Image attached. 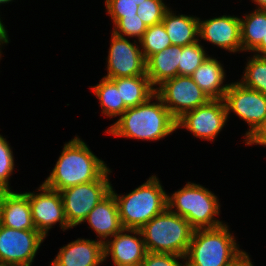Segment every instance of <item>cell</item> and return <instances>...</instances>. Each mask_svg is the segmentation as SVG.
Wrapping results in <instances>:
<instances>
[{
  "label": "cell",
  "instance_id": "obj_12",
  "mask_svg": "<svg viewBox=\"0 0 266 266\" xmlns=\"http://www.w3.org/2000/svg\"><path fill=\"white\" fill-rule=\"evenodd\" d=\"M107 58V75L104 78L146 75V59L136 40L131 43L112 32Z\"/></svg>",
  "mask_w": 266,
  "mask_h": 266
},
{
  "label": "cell",
  "instance_id": "obj_38",
  "mask_svg": "<svg viewBox=\"0 0 266 266\" xmlns=\"http://www.w3.org/2000/svg\"><path fill=\"white\" fill-rule=\"evenodd\" d=\"M252 2L256 3L255 5L258 6L256 9L258 10H266V0H252Z\"/></svg>",
  "mask_w": 266,
  "mask_h": 266
},
{
  "label": "cell",
  "instance_id": "obj_11",
  "mask_svg": "<svg viewBox=\"0 0 266 266\" xmlns=\"http://www.w3.org/2000/svg\"><path fill=\"white\" fill-rule=\"evenodd\" d=\"M228 120L223 99H211L205 105L186 112L177 120V129L186 128L195 137L214 141Z\"/></svg>",
  "mask_w": 266,
  "mask_h": 266
},
{
  "label": "cell",
  "instance_id": "obj_23",
  "mask_svg": "<svg viewBox=\"0 0 266 266\" xmlns=\"http://www.w3.org/2000/svg\"><path fill=\"white\" fill-rule=\"evenodd\" d=\"M240 34L242 52L252 53L266 36V10L255 9L244 18L240 17Z\"/></svg>",
  "mask_w": 266,
  "mask_h": 266
},
{
  "label": "cell",
  "instance_id": "obj_30",
  "mask_svg": "<svg viewBox=\"0 0 266 266\" xmlns=\"http://www.w3.org/2000/svg\"><path fill=\"white\" fill-rule=\"evenodd\" d=\"M14 155L6 138L0 134V183L10 191L9 179L14 170Z\"/></svg>",
  "mask_w": 266,
  "mask_h": 266
},
{
  "label": "cell",
  "instance_id": "obj_19",
  "mask_svg": "<svg viewBox=\"0 0 266 266\" xmlns=\"http://www.w3.org/2000/svg\"><path fill=\"white\" fill-rule=\"evenodd\" d=\"M223 64L209 55L191 75L194 82L210 99H224L229 84H223L226 73Z\"/></svg>",
  "mask_w": 266,
  "mask_h": 266
},
{
  "label": "cell",
  "instance_id": "obj_35",
  "mask_svg": "<svg viewBox=\"0 0 266 266\" xmlns=\"http://www.w3.org/2000/svg\"><path fill=\"white\" fill-rule=\"evenodd\" d=\"M247 252L231 266H254Z\"/></svg>",
  "mask_w": 266,
  "mask_h": 266
},
{
  "label": "cell",
  "instance_id": "obj_5",
  "mask_svg": "<svg viewBox=\"0 0 266 266\" xmlns=\"http://www.w3.org/2000/svg\"><path fill=\"white\" fill-rule=\"evenodd\" d=\"M218 201V197L213 192L200 184L191 182L171 196H167L168 209L184 217L194 230L213 229L225 224L214 218L220 213Z\"/></svg>",
  "mask_w": 266,
  "mask_h": 266
},
{
  "label": "cell",
  "instance_id": "obj_42",
  "mask_svg": "<svg viewBox=\"0 0 266 266\" xmlns=\"http://www.w3.org/2000/svg\"><path fill=\"white\" fill-rule=\"evenodd\" d=\"M2 45H3V43L0 41V48L2 47ZM1 50H2V49H0V60H1V56H2V55H1V54H2V53H1Z\"/></svg>",
  "mask_w": 266,
  "mask_h": 266
},
{
  "label": "cell",
  "instance_id": "obj_24",
  "mask_svg": "<svg viewBox=\"0 0 266 266\" xmlns=\"http://www.w3.org/2000/svg\"><path fill=\"white\" fill-rule=\"evenodd\" d=\"M93 93L99 99L102 114L107 117L121 116L128 108L120 95L117 86L107 78H102L99 84L91 87Z\"/></svg>",
  "mask_w": 266,
  "mask_h": 266
},
{
  "label": "cell",
  "instance_id": "obj_41",
  "mask_svg": "<svg viewBox=\"0 0 266 266\" xmlns=\"http://www.w3.org/2000/svg\"><path fill=\"white\" fill-rule=\"evenodd\" d=\"M137 5H139V4H141V3H143V1H145V0H133Z\"/></svg>",
  "mask_w": 266,
  "mask_h": 266
},
{
  "label": "cell",
  "instance_id": "obj_18",
  "mask_svg": "<svg viewBox=\"0 0 266 266\" xmlns=\"http://www.w3.org/2000/svg\"><path fill=\"white\" fill-rule=\"evenodd\" d=\"M0 224L17 230H36L29 204V192L11 190L0 207Z\"/></svg>",
  "mask_w": 266,
  "mask_h": 266
},
{
  "label": "cell",
  "instance_id": "obj_26",
  "mask_svg": "<svg viewBox=\"0 0 266 266\" xmlns=\"http://www.w3.org/2000/svg\"><path fill=\"white\" fill-rule=\"evenodd\" d=\"M139 44L142 47V54L147 60L151 55L171 46V41L166 33L163 23L161 22L151 27H147L143 37L139 40Z\"/></svg>",
  "mask_w": 266,
  "mask_h": 266
},
{
  "label": "cell",
  "instance_id": "obj_14",
  "mask_svg": "<svg viewBox=\"0 0 266 266\" xmlns=\"http://www.w3.org/2000/svg\"><path fill=\"white\" fill-rule=\"evenodd\" d=\"M198 30L201 40L209 41L232 53L242 51L239 17L222 15L205 21L199 18Z\"/></svg>",
  "mask_w": 266,
  "mask_h": 266
},
{
  "label": "cell",
  "instance_id": "obj_37",
  "mask_svg": "<svg viewBox=\"0 0 266 266\" xmlns=\"http://www.w3.org/2000/svg\"><path fill=\"white\" fill-rule=\"evenodd\" d=\"M10 192V190L0 183V207L3 203L4 197Z\"/></svg>",
  "mask_w": 266,
  "mask_h": 266
},
{
  "label": "cell",
  "instance_id": "obj_3",
  "mask_svg": "<svg viewBox=\"0 0 266 266\" xmlns=\"http://www.w3.org/2000/svg\"><path fill=\"white\" fill-rule=\"evenodd\" d=\"M246 252L239 248L227 224L213 229L194 230L186 266H231Z\"/></svg>",
  "mask_w": 266,
  "mask_h": 266
},
{
  "label": "cell",
  "instance_id": "obj_31",
  "mask_svg": "<svg viewBox=\"0 0 266 266\" xmlns=\"http://www.w3.org/2000/svg\"><path fill=\"white\" fill-rule=\"evenodd\" d=\"M105 6L114 24L123 16H135L138 10L133 0H105Z\"/></svg>",
  "mask_w": 266,
  "mask_h": 266
},
{
  "label": "cell",
  "instance_id": "obj_21",
  "mask_svg": "<svg viewBox=\"0 0 266 266\" xmlns=\"http://www.w3.org/2000/svg\"><path fill=\"white\" fill-rule=\"evenodd\" d=\"M197 17L185 14L176 15L168 8L162 23L170 38L171 45L187 46L199 41ZM197 37V38H196Z\"/></svg>",
  "mask_w": 266,
  "mask_h": 266
},
{
  "label": "cell",
  "instance_id": "obj_20",
  "mask_svg": "<svg viewBox=\"0 0 266 266\" xmlns=\"http://www.w3.org/2000/svg\"><path fill=\"white\" fill-rule=\"evenodd\" d=\"M180 52L182 46L171 45L146 60V75L154 88L178 75Z\"/></svg>",
  "mask_w": 266,
  "mask_h": 266
},
{
  "label": "cell",
  "instance_id": "obj_17",
  "mask_svg": "<svg viewBox=\"0 0 266 266\" xmlns=\"http://www.w3.org/2000/svg\"><path fill=\"white\" fill-rule=\"evenodd\" d=\"M87 222L90 227L97 233L98 240L105 244L109 237H114L123 229L116 198L110 192L102 199L87 215L83 221Z\"/></svg>",
  "mask_w": 266,
  "mask_h": 266
},
{
  "label": "cell",
  "instance_id": "obj_34",
  "mask_svg": "<svg viewBox=\"0 0 266 266\" xmlns=\"http://www.w3.org/2000/svg\"><path fill=\"white\" fill-rule=\"evenodd\" d=\"M252 52H254L256 56L266 57V36Z\"/></svg>",
  "mask_w": 266,
  "mask_h": 266
},
{
  "label": "cell",
  "instance_id": "obj_6",
  "mask_svg": "<svg viewBox=\"0 0 266 266\" xmlns=\"http://www.w3.org/2000/svg\"><path fill=\"white\" fill-rule=\"evenodd\" d=\"M139 230L147 252L171 253L184 257L194 232L184 217L171 212L168 208Z\"/></svg>",
  "mask_w": 266,
  "mask_h": 266
},
{
  "label": "cell",
  "instance_id": "obj_33",
  "mask_svg": "<svg viewBox=\"0 0 266 266\" xmlns=\"http://www.w3.org/2000/svg\"><path fill=\"white\" fill-rule=\"evenodd\" d=\"M245 143L246 145L255 144L266 146V117L256 130L245 139Z\"/></svg>",
  "mask_w": 266,
  "mask_h": 266
},
{
  "label": "cell",
  "instance_id": "obj_2",
  "mask_svg": "<svg viewBox=\"0 0 266 266\" xmlns=\"http://www.w3.org/2000/svg\"><path fill=\"white\" fill-rule=\"evenodd\" d=\"M109 167L77 135L63 146L52 172L43 184L61 191L78 184L98 180Z\"/></svg>",
  "mask_w": 266,
  "mask_h": 266
},
{
  "label": "cell",
  "instance_id": "obj_13",
  "mask_svg": "<svg viewBox=\"0 0 266 266\" xmlns=\"http://www.w3.org/2000/svg\"><path fill=\"white\" fill-rule=\"evenodd\" d=\"M37 190L40 193L29 192L32 221L36 230L46 238L48 231L56 223H59L63 231L70 229L65 218L60 192L46 187L43 183Z\"/></svg>",
  "mask_w": 266,
  "mask_h": 266
},
{
  "label": "cell",
  "instance_id": "obj_1",
  "mask_svg": "<svg viewBox=\"0 0 266 266\" xmlns=\"http://www.w3.org/2000/svg\"><path fill=\"white\" fill-rule=\"evenodd\" d=\"M155 99L156 102L151 100ZM177 130V120L155 93L146 102L129 107L107 130L115 137L161 140Z\"/></svg>",
  "mask_w": 266,
  "mask_h": 266
},
{
  "label": "cell",
  "instance_id": "obj_8",
  "mask_svg": "<svg viewBox=\"0 0 266 266\" xmlns=\"http://www.w3.org/2000/svg\"><path fill=\"white\" fill-rule=\"evenodd\" d=\"M155 93L176 120L211 100L191 76L177 75L168 79L155 88Z\"/></svg>",
  "mask_w": 266,
  "mask_h": 266
},
{
  "label": "cell",
  "instance_id": "obj_16",
  "mask_svg": "<svg viewBox=\"0 0 266 266\" xmlns=\"http://www.w3.org/2000/svg\"><path fill=\"white\" fill-rule=\"evenodd\" d=\"M104 244L97 240L81 239L60 247L49 266H99L104 262Z\"/></svg>",
  "mask_w": 266,
  "mask_h": 266
},
{
  "label": "cell",
  "instance_id": "obj_28",
  "mask_svg": "<svg viewBox=\"0 0 266 266\" xmlns=\"http://www.w3.org/2000/svg\"><path fill=\"white\" fill-rule=\"evenodd\" d=\"M169 7L163 0H145L138 5L137 15L147 27L161 23Z\"/></svg>",
  "mask_w": 266,
  "mask_h": 266
},
{
  "label": "cell",
  "instance_id": "obj_39",
  "mask_svg": "<svg viewBox=\"0 0 266 266\" xmlns=\"http://www.w3.org/2000/svg\"><path fill=\"white\" fill-rule=\"evenodd\" d=\"M114 266H141V264H114Z\"/></svg>",
  "mask_w": 266,
  "mask_h": 266
},
{
  "label": "cell",
  "instance_id": "obj_10",
  "mask_svg": "<svg viewBox=\"0 0 266 266\" xmlns=\"http://www.w3.org/2000/svg\"><path fill=\"white\" fill-rule=\"evenodd\" d=\"M224 102L229 112H234L243 119L249 129L244 135L245 139L250 136L266 117V95L243 86L239 81L232 82L224 96Z\"/></svg>",
  "mask_w": 266,
  "mask_h": 266
},
{
  "label": "cell",
  "instance_id": "obj_25",
  "mask_svg": "<svg viewBox=\"0 0 266 266\" xmlns=\"http://www.w3.org/2000/svg\"><path fill=\"white\" fill-rule=\"evenodd\" d=\"M252 57H248L243 78L239 82L266 95V57L256 55Z\"/></svg>",
  "mask_w": 266,
  "mask_h": 266
},
{
  "label": "cell",
  "instance_id": "obj_15",
  "mask_svg": "<svg viewBox=\"0 0 266 266\" xmlns=\"http://www.w3.org/2000/svg\"><path fill=\"white\" fill-rule=\"evenodd\" d=\"M146 254L139 229L123 228L104 244V260L111 256L113 264H141Z\"/></svg>",
  "mask_w": 266,
  "mask_h": 266
},
{
  "label": "cell",
  "instance_id": "obj_4",
  "mask_svg": "<svg viewBox=\"0 0 266 266\" xmlns=\"http://www.w3.org/2000/svg\"><path fill=\"white\" fill-rule=\"evenodd\" d=\"M160 180L152 175L145 183L127 195H118L111 187L116 198L119 217L123 228L140 229L153 217L167 208V196Z\"/></svg>",
  "mask_w": 266,
  "mask_h": 266
},
{
  "label": "cell",
  "instance_id": "obj_9",
  "mask_svg": "<svg viewBox=\"0 0 266 266\" xmlns=\"http://www.w3.org/2000/svg\"><path fill=\"white\" fill-rule=\"evenodd\" d=\"M44 239L37 230H17L0 224V263L31 266Z\"/></svg>",
  "mask_w": 266,
  "mask_h": 266
},
{
  "label": "cell",
  "instance_id": "obj_36",
  "mask_svg": "<svg viewBox=\"0 0 266 266\" xmlns=\"http://www.w3.org/2000/svg\"><path fill=\"white\" fill-rule=\"evenodd\" d=\"M8 31L5 29L4 24L1 21L0 18V41L5 45L9 43V38H8Z\"/></svg>",
  "mask_w": 266,
  "mask_h": 266
},
{
  "label": "cell",
  "instance_id": "obj_43",
  "mask_svg": "<svg viewBox=\"0 0 266 266\" xmlns=\"http://www.w3.org/2000/svg\"><path fill=\"white\" fill-rule=\"evenodd\" d=\"M0 266H13V265H7V264H4V263H0Z\"/></svg>",
  "mask_w": 266,
  "mask_h": 266
},
{
  "label": "cell",
  "instance_id": "obj_29",
  "mask_svg": "<svg viewBox=\"0 0 266 266\" xmlns=\"http://www.w3.org/2000/svg\"><path fill=\"white\" fill-rule=\"evenodd\" d=\"M113 27L112 32L120 37H134L138 41L143 37V34L147 30V26L139 18L137 14L135 16H123L121 17Z\"/></svg>",
  "mask_w": 266,
  "mask_h": 266
},
{
  "label": "cell",
  "instance_id": "obj_40",
  "mask_svg": "<svg viewBox=\"0 0 266 266\" xmlns=\"http://www.w3.org/2000/svg\"><path fill=\"white\" fill-rule=\"evenodd\" d=\"M13 0H0V5L1 4H6V3H10V2H12Z\"/></svg>",
  "mask_w": 266,
  "mask_h": 266
},
{
  "label": "cell",
  "instance_id": "obj_22",
  "mask_svg": "<svg viewBox=\"0 0 266 266\" xmlns=\"http://www.w3.org/2000/svg\"><path fill=\"white\" fill-rule=\"evenodd\" d=\"M110 80L120 90L121 98L128 108L146 102L155 94V88L151 85L147 75L119 77Z\"/></svg>",
  "mask_w": 266,
  "mask_h": 266
},
{
  "label": "cell",
  "instance_id": "obj_7",
  "mask_svg": "<svg viewBox=\"0 0 266 266\" xmlns=\"http://www.w3.org/2000/svg\"><path fill=\"white\" fill-rule=\"evenodd\" d=\"M111 172L109 168L98 180L59 191L65 218L71 228L83 223L90 211L111 192Z\"/></svg>",
  "mask_w": 266,
  "mask_h": 266
},
{
  "label": "cell",
  "instance_id": "obj_32",
  "mask_svg": "<svg viewBox=\"0 0 266 266\" xmlns=\"http://www.w3.org/2000/svg\"><path fill=\"white\" fill-rule=\"evenodd\" d=\"M179 259L185 260V257L171 253L147 252L141 266H186L185 262L182 264Z\"/></svg>",
  "mask_w": 266,
  "mask_h": 266
},
{
  "label": "cell",
  "instance_id": "obj_27",
  "mask_svg": "<svg viewBox=\"0 0 266 266\" xmlns=\"http://www.w3.org/2000/svg\"><path fill=\"white\" fill-rule=\"evenodd\" d=\"M207 56L204 46L200 44V41L182 46L178 64V75L191 76Z\"/></svg>",
  "mask_w": 266,
  "mask_h": 266
}]
</instances>
